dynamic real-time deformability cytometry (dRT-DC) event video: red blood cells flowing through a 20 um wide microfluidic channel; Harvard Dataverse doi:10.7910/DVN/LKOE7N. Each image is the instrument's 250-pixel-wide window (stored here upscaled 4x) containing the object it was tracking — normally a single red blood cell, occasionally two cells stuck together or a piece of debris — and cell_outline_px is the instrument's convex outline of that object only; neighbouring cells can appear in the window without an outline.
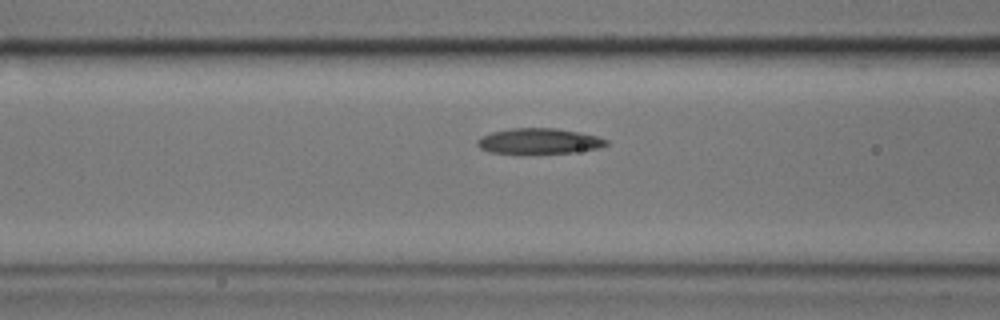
{"species": "common noctule bat (a hibernating species)", "species_latin": "Nyctalus noctula", "temperature_condition": "cold", "stored_images_in_passage": 43, "camera_frame_rate_fps": 3000, "um_per_image_px": 0.085, "animal": {"sex": "male", "body_mass_g": 17.9}, "frame": {"image": 1, "passage_image": 7, "time_ms": 2.0, "image_size_px": [1000, 320], "cell_outline_px": [[608, 144], [600, 148], [572, 152], [524, 156], [488, 152], [480, 148], [476, 144], [476, 140], [480, 136], [492, 132], [512, 128], [556, 128], [580, 132], [596, 136], [608, 140]], "centroid_in_image_um": [45.75, 12.03], "position_along_channel_um": 120.8, "area_um2": 20.06}}
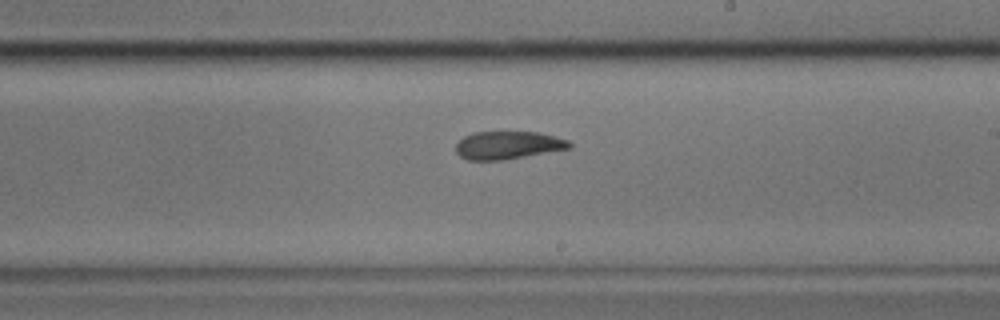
{"frame": {"image": 2, "passage_image": 18, "time_ms": 5.667, "image_size_px": [1000, 320], "cell_outline_px": [[572, 148], [504, 160], [468, 160], [460, 156], [456, 152], [456, 144], [464, 136], [472, 132], [540, 132], [568, 140], [572, 144]], "centroid_in_image_um": [43.19, 12.34], "position_along_channel_um": 245.8, "area_um2": 18.55}}
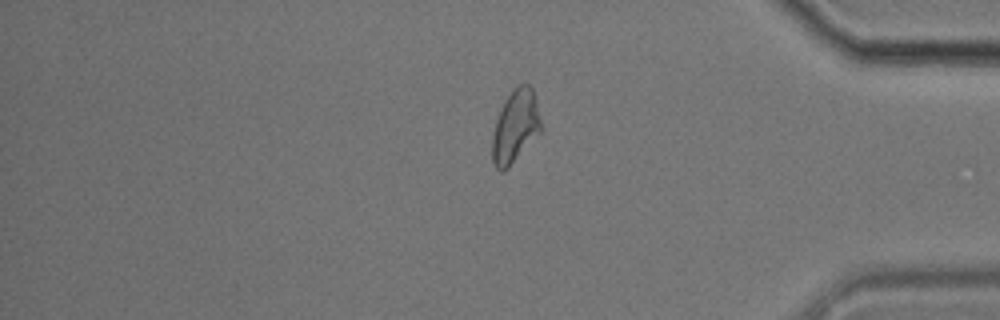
{"frame": {"image": 3, "passage_image": 33, "time_ms": 10.667, "image_size_px": [1000, 320], "cell_outline_px": [[544, 128], [508, 168], [504, 172], [500, 172], [496, 168], [492, 160], [492, 136], [496, 120], [512, 88], [516, 84], [528, 84], [532, 88]], "centroid_in_image_um": [43.82, 10.76], "position_along_channel_um": 391.4, "area_um2": 20.69}, "authors_computed_cell_mechanics": {"area_um2": 19.8832, "velocity_mm_per_s": 3.4129, "shape_relaxation_time_tau1_ms": 4.9361, "shape_relaxation_time_tau2_ms": 4.7017, "deformation_change_tau1": 0.1451, "deformation_change_tau2": 0.1162}}